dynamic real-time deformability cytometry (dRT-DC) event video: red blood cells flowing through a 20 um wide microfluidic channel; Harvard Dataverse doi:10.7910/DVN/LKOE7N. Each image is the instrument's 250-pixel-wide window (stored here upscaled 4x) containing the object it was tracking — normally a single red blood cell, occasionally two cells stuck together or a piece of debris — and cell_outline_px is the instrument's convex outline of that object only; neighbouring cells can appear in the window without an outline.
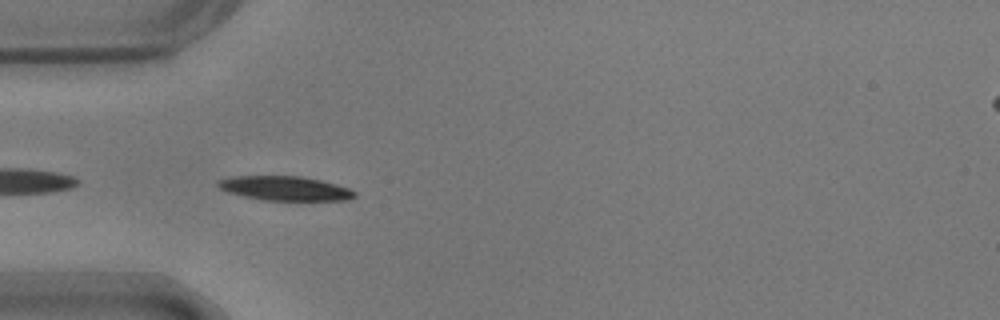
{"species": "common noctule bat (a hibernating species)", "species_latin": "Nyctalus noctula", "temperature_condition": "warm", "stored_images_in_passage": 34, "camera_frame_rate_fps": 3000, "um_per_image_px": 0.085, "animal": {"sex": "male", "body_mass_g": 17.9}, "frame": {"image": 1, "passage_image": 2, "time_ms": 0.333, "image_size_px": [1000, 320], "cell_outline_px": [[356, 196], [348, 200], [260, 200], [228, 192], [220, 188], [216, 184], [220, 180], [232, 176], [304, 176], [336, 184], [348, 188], [356, 192]], "centroid_in_image_um": [24.24, 16.01], "position_along_channel_um": 60.8, "area_um2": 19.31}}
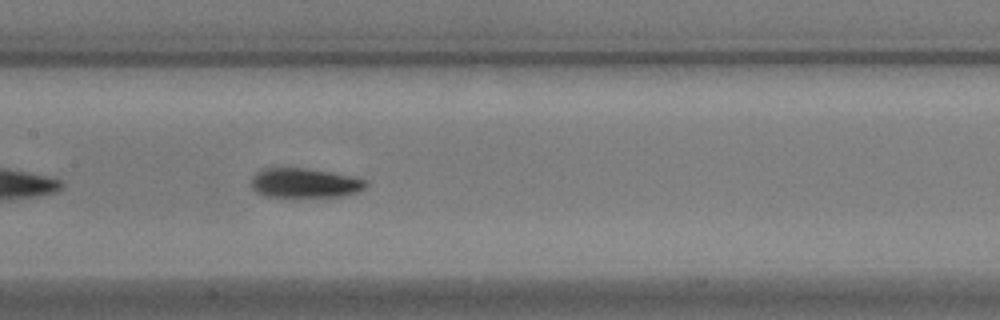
{"frame": {"image": 2, "passage_image": 12, "time_ms": 3.667, "image_size_px": [1000, 320], "cell_outline_px": [[368, 184], [364, 188], [356, 192], [340, 196], [292, 200], [264, 196], [256, 192], [248, 184], [252, 176], [260, 168], [308, 168], [332, 172], [352, 176], [368, 180]], "centroid_in_image_um": [25.83, 15.6], "position_along_channel_um": 181.6, "area_um2": 20.98}}
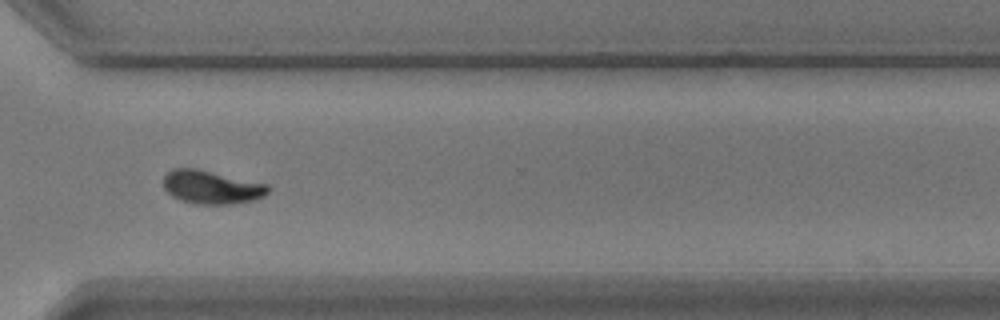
{"frame": {"image": 3, "passage_image": 26, "time_ms": 8.333, "image_size_px": [1000, 320], "cell_outline_px": [[268, 192], [264, 196], [252, 200], [228, 204], [200, 204], [180, 200], [172, 196], [164, 188], [164, 176], [172, 168], [196, 168], [268, 184]], "centroid_in_image_um": [17.96, 15.9], "position_along_channel_um": 352.6, "area_um2": 20.17}, "authors_computed_cell_mechanics": {"area_um2": 20.2878, "velocity_mm_per_s": 3.671, "shape_relaxation_time_tau1_ms": 2.9589, "shape_relaxation_time_tau2_ms": 2.8667, "deformation_change_tau1": 0.1252, "deformation_change_tau2": 0.0664}}